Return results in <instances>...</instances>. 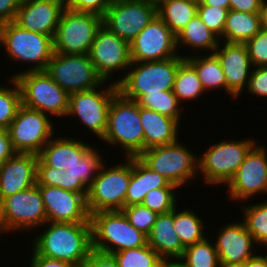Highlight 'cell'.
Returning <instances> with one entry per match:
<instances>
[{"instance_id": "obj_1", "label": "cell", "mask_w": 267, "mask_h": 267, "mask_svg": "<svg viewBox=\"0 0 267 267\" xmlns=\"http://www.w3.org/2000/svg\"><path fill=\"white\" fill-rule=\"evenodd\" d=\"M44 226L47 229L32 242L36 254L74 266L84 264L92 250L91 223L46 222Z\"/></svg>"}, {"instance_id": "obj_2", "label": "cell", "mask_w": 267, "mask_h": 267, "mask_svg": "<svg viewBox=\"0 0 267 267\" xmlns=\"http://www.w3.org/2000/svg\"><path fill=\"white\" fill-rule=\"evenodd\" d=\"M186 56H176L159 61L131 62L128 72L113 81L127 99L138 101L145 94L173 90L175 75Z\"/></svg>"}, {"instance_id": "obj_3", "label": "cell", "mask_w": 267, "mask_h": 267, "mask_svg": "<svg viewBox=\"0 0 267 267\" xmlns=\"http://www.w3.org/2000/svg\"><path fill=\"white\" fill-rule=\"evenodd\" d=\"M103 142L123 148L126 157H138L144 151V131L139 104L118 92L112 99Z\"/></svg>"}, {"instance_id": "obj_4", "label": "cell", "mask_w": 267, "mask_h": 267, "mask_svg": "<svg viewBox=\"0 0 267 267\" xmlns=\"http://www.w3.org/2000/svg\"><path fill=\"white\" fill-rule=\"evenodd\" d=\"M90 222L93 250L113 254L147 245V236L130 224L122 210L92 213Z\"/></svg>"}, {"instance_id": "obj_5", "label": "cell", "mask_w": 267, "mask_h": 267, "mask_svg": "<svg viewBox=\"0 0 267 267\" xmlns=\"http://www.w3.org/2000/svg\"><path fill=\"white\" fill-rule=\"evenodd\" d=\"M12 78L18 82L23 106L51 116L66 117L69 94L46 71H23Z\"/></svg>"}, {"instance_id": "obj_6", "label": "cell", "mask_w": 267, "mask_h": 267, "mask_svg": "<svg viewBox=\"0 0 267 267\" xmlns=\"http://www.w3.org/2000/svg\"><path fill=\"white\" fill-rule=\"evenodd\" d=\"M0 44L11 60L34 63L25 71H45L54 53L51 36L26 30L14 21L0 26Z\"/></svg>"}, {"instance_id": "obj_7", "label": "cell", "mask_w": 267, "mask_h": 267, "mask_svg": "<svg viewBox=\"0 0 267 267\" xmlns=\"http://www.w3.org/2000/svg\"><path fill=\"white\" fill-rule=\"evenodd\" d=\"M186 145L175 143L145 149L138 158L152 171L180 188L198 173V157Z\"/></svg>"}, {"instance_id": "obj_8", "label": "cell", "mask_w": 267, "mask_h": 267, "mask_svg": "<svg viewBox=\"0 0 267 267\" xmlns=\"http://www.w3.org/2000/svg\"><path fill=\"white\" fill-rule=\"evenodd\" d=\"M104 162L88 188L86 205L89 214L99 211L122 210L131 179V157L125 163L107 169Z\"/></svg>"}, {"instance_id": "obj_9", "label": "cell", "mask_w": 267, "mask_h": 267, "mask_svg": "<svg viewBox=\"0 0 267 267\" xmlns=\"http://www.w3.org/2000/svg\"><path fill=\"white\" fill-rule=\"evenodd\" d=\"M255 143V139L248 138L242 141L224 139L212 144L198 158V174L200 172L203 175L207 184L226 186Z\"/></svg>"}, {"instance_id": "obj_10", "label": "cell", "mask_w": 267, "mask_h": 267, "mask_svg": "<svg viewBox=\"0 0 267 267\" xmlns=\"http://www.w3.org/2000/svg\"><path fill=\"white\" fill-rule=\"evenodd\" d=\"M103 25V17L64 8L53 38L54 52L89 54L94 38Z\"/></svg>"}, {"instance_id": "obj_11", "label": "cell", "mask_w": 267, "mask_h": 267, "mask_svg": "<svg viewBox=\"0 0 267 267\" xmlns=\"http://www.w3.org/2000/svg\"><path fill=\"white\" fill-rule=\"evenodd\" d=\"M47 222L46 211L37 185L19 191L0 202V234L31 230Z\"/></svg>"}, {"instance_id": "obj_12", "label": "cell", "mask_w": 267, "mask_h": 267, "mask_svg": "<svg viewBox=\"0 0 267 267\" xmlns=\"http://www.w3.org/2000/svg\"><path fill=\"white\" fill-rule=\"evenodd\" d=\"M45 71L68 94L106 84L96 72L89 54L54 52Z\"/></svg>"}, {"instance_id": "obj_13", "label": "cell", "mask_w": 267, "mask_h": 267, "mask_svg": "<svg viewBox=\"0 0 267 267\" xmlns=\"http://www.w3.org/2000/svg\"><path fill=\"white\" fill-rule=\"evenodd\" d=\"M69 94L67 116H76L97 138H103L108 124V112L113 97L119 92L118 85L108 84ZM100 87V89H99Z\"/></svg>"}, {"instance_id": "obj_14", "label": "cell", "mask_w": 267, "mask_h": 267, "mask_svg": "<svg viewBox=\"0 0 267 267\" xmlns=\"http://www.w3.org/2000/svg\"><path fill=\"white\" fill-rule=\"evenodd\" d=\"M50 115L21 105L8 131L16 152L39 154L54 136Z\"/></svg>"}, {"instance_id": "obj_15", "label": "cell", "mask_w": 267, "mask_h": 267, "mask_svg": "<svg viewBox=\"0 0 267 267\" xmlns=\"http://www.w3.org/2000/svg\"><path fill=\"white\" fill-rule=\"evenodd\" d=\"M157 15V5L144 0H114L103 16V25L130 43Z\"/></svg>"}, {"instance_id": "obj_16", "label": "cell", "mask_w": 267, "mask_h": 267, "mask_svg": "<svg viewBox=\"0 0 267 267\" xmlns=\"http://www.w3.org/2000/svg\"><path fill=\"white\" fill-rule=\"evenodd\" d=\"M131 62L159 61L178 56L176 36L156 15L129 43Z\"/></svg>"}, {"instance_id": "obj_17", "label": "cell", "mask_w": 267, "mask_h": 267, "mask_svg": "<svg viewBox=\"0 0 267 267\" xmlns=\"http://www.w3.org/2000/svg\"><path fill=\"white\" fill-rule=\"evenodd\" d=\"M257 144L249 151L237 172L227 183L232 200L250 199L267 193V150Z\"/></svg>"}, {"instance_id": "obj_18", "label": "cell", "mask_w": 267, "mask_h": 267, "mask_svg": "<svg viewBox=\"0 0 267 267\" xmlns=\"http://www.w3.org/2000/svg\"><path fill=\"white\" fill-rule=\"evenodd\" d=\"M89 57L98 75L106 82L113 73L127 71L131 65L129 43L104 25L94 38Z\"/></svg>"}, {"instance_id": "obj_19", "label": "cell", "mask_w": 267, "mask_h": 267, "mask_svg": "<svg viewBox=\"0 0 267 267\" xmlns=\"http://www.w3.org/2000/svg\"><path fill=\"white\" fill-rule=\"evenodd\" d=\"M44 202L47 222L91 223L86 205L87 193L55 186H38Z\"/></svg>"}, {"instance_id": "obj_20", "label": "cell", "mask_w": 267, "mask_h": 267, "mask_svg": "<svg viewBox=\"0 0 267 267\" xmlns=\"http://www.w3.org/2000/svg\"><path fill=\"white\" fill-rule=\"evenodd\" d=\"M220 43L223 42H219L214 54L221 63L226 78L227 93L231 98H238L248 85L252 62L245 44L224 42L225 44L221 46Z\"/></svg>"}, {"instance_id": "obj_21", "label": "cell", "mask_w": 267, "mask_h": 267, "mask_svg": "<svg viewBox=\"0 0 267 267\" xmlns=\"http://www.w3.org/2000/svg\"><path fill=\"white\" fill-rule=\"evenodd\" d=\"M64 8L56 0H22L14 22L26 30L54 38Z\"/></svg>"}, {"instance_id": "obj_22", "label": "cell", "mask_w": 267, "mask_h": 267, "mask_svg": "<svg viewBox=\"0 0 267 267\" xmlns=\"http://www.w3.org/2000/svg\"><path fill=\"white\" fill-rule=\"evenodd\" d=\"M38 158L34 153L16 152L0 166V202L37 184Z\"/></svg>"}, {"instance_id": "obj_23", "label": "cell", "mask_w": 267, "mask_h": 267, "mask_svg": "<svg viewBox=\"0 0 267 267\" xmlns=\"http://www.w3.org/2000/svg\"><path fill=\"white\" fill-rule=\"evenodd\" d=\"M217 233L214 246L220 263L246 262L256 255L253 252V244L256 243L244 221L228 223Z\"/></svg>"}, {"instance_id": "obj_24", "label": "cell", "mask_w": 267, "mask_h": 267, "mask_svg": "<svg viewBox=\"0 0 267 267\" xmlns=\"http://www.w3.org/2000/svg\"><path fill=\"white\" fill-rule=\"evenodd\" d=\"M74 139L66 136L55 139L53 136L38 154L39 158L56 170L70 169L93 147L82 140Z\"/></svg>"}, {"instance_id": "obj_25", "label": "cell", "mask_w": 267, "mask_h": 267, "mask_svg": "<svg viewBox=\"0 0 267 267\" xmlns=\"http://www.w3.org/2000/svg\"><path fill=\"white\" fill-rule=\"evenodd\" d=\"M139 116L144 131V150L172 144L178 140L180 126L175 119L140 105Z\"/></svg>"}, {"instance_id": "obj_26", "label": "cell", "mask_w": 267, "mask_h": 267, "mask_svg": "<svg viewBox=\"0 0 267 267\" xmlns=\"http://www.w3.org/2000/svg\"><path fill=\"white\" fill-rule=\"evenodd\" d=\"M147 244L161 258H180L185 250L173 225V211L158 214L152 229L147 236Z\"/></svg>"}, {"instance_id": "obj_27", "label": "cell", "mask_w": 267, "mask_h": 267, "mask_svg": "<svg viewBox=\"0 0 267 267\" xmlns=\"http://www.w3.org/2000/svg\"><path fill=\"white\" fill-rule=\"evenodd\" d=\"M104 162L98 149L96 151L95 147H92L80 161L64 171L62 189L77 193H88V188Z\"/></svg>"}, {"instance_id": "obj_28", "label": "cell", "mask_w": 267, "mask_h": 267, "mask_svg": "<svg viewBox=\"0 0 267 267\" xmlns=\"http://www.w3.org/2000/svg\"><path fill=\"white\" fill-rule=\"evenodd\" d=\"M261 29L259 13H245L229 9L222 41L245 44Z\"/></svg>"}, {"instance_id": "obj_29", "label": "cell", "mask_w": 267, "mask_h": 267, "mask_svg": "<svg viewBox=\"0 0 267 267\" xmlns=\"http://www.w3.org/2000/svg\"><path fill=\"white\" fill-rule=\"evenodd\" d=\"M198 0H163L157 5V15L176 36L197 15Z\"/></svg>"}, {"instance_id": "obj_30", "label": "cell", "mask_w": 267, "mask_h": 267, "mask_svg": "<svg viewBox=\"0 0 267 267\" xmlns=\"http://www.w3.org/2000/svg\"><path fill=\"white\" fill-rule=\"evenodd\" d=\"M220 39L203 23L196 15L186 26L176 35V47L187 45L193 49H204L211 51V54L217 49ZM213 51V52H212Z\"/></svg>"}, {"instance_id": "obj_31", "label": "cell", "mask_w": 267, "mask_h": 267, "mask_svg": "<svg viewBox=\"0 0 267 267\" xmlns=\"http://www.w3.org/2000/svg\"><path fill=\"white\" fill-rule=\"evenodd\" d=\"M200 56L185 57L196 69L201 85L206 90L223 88L227 93L226 78L221 63L214 53Z\"/></svg>"}, {"instance_id": "obj_32", "label": "cell", "mask_w": 267, "mask_h": 267, "mask_svg": "<svg viewBox=\"0 0 267 267\" xmlns=\"http://www.w3.org/2000/svg\"><path fill=\"white\" fill-rule=\"evenodd\" d=\"M172 91L179 102L195 100L205 93L195 67L186 58L178 66Z\"/></svg>"}, {"instance_id": "obj_33", "label": "cell", "mask_w": 267, "mask_h": 267, "mask_svg": "<svg viewBox=\"0 0 267 267\" xmlns=\"http://www.w3.org/2000/svg\"><path fill=\"white\" fill-rule=\"evenodd\" d=\"M173 225L176 234L184 247L193 245L204 240V225L202 219L197 216L193 210L178 211L173 210Z\"/></svg>"}, {"instance_id": "obj_34", "label": "cell", "mask_w": 267, "mask_h": 267, "mask_svg": "<svg viewBox=\"0 0 267 267\" xmlns=\"http://www.w3.org/2000/svg\"><path fill=\"white\" fill-rule=\"evenodd\" d=\"M205 238L185 247L180 259L186 267H220V260L215 246Z\"/></svg>"}, {"instance_id": "obj_35", "label": "cell", "mask_w": 267, "mask_h": 267, "mask_svg": "<svg viewBox=\"0 0 267 267\" xmlns=\"http://www.w3.org/2000/svg\"><path fill=\"white\" fill-rule=\"evenodd\" d=\"M255 204L243 206V221L256 245L267 246V201Z\"/></svg>"}, {"instance_id": "obj_36", "label": "cell", "mask_w": 267, "mask_h": 267, "mask_svg": "<svg viewBox=\"0 0 267 267\" xmlns=\"http://www.w3.org/2000/svg\"><path fill=\"white\" fill-rule=\"evenodd\" d=\"M138 104L144 108L154 110L159 114L171 117L178 123L180 122L181 110L179 100L172 90L161 91V93L145 94L138 101Z\"/></svg>"}, {"instance_id": "obj_37", "label": "cell", "mask_w": 267, "mask_h": 267, "mask_svg": "<svg viewBox=\"0 0 267 267\" xmlns=\"http://www.w3.org/2000/svg\"><path fill=\"white\" fill-rule=\"evenodd\" d=\"M118 267H158L162 259L148 244L112 254Z\"/></svg>"}, {"instance_id": "obj_38", "label": "cell", "mask_w": 267, "mask_h": 267, "mask_svg": "<svg viewBox=\"0 0 267 267\" xmlns=\"http://www.w3.org/2000/svg\"><path fill=\"white\" fill-rule=\"evenodd\" d=\"M12 87L0 85V128L8 129L22 105L21 91L15 78L10 77Z\"/></svg>"}, {"instance_id": "obj_39", "label": "cell", "mask_w": 267, "mask_h": 267, "mask_svg": "<svg viewBox=\"0 0 267 267\" xmlns=\"http://www.w3.org/2000/svg\"><path fill=\"white\" fill-rule=\"evenodd\" d=\"M178 187H162L150 190L142 202V205L148 207L157 214H165L173 211L176 206Z\"/></svg>"}, {"instance_id": "obj_40", "label": "cell", "mask_w": 267, "mask_h": 267, "mask_svg": "<svg viewBox=\"0 0 267 267\" xmlns=\"http://www.w3.org/2000/svg\"><path fill=\"white\" fill-rule=\"evenodd\" d=\"M146 194L143 186V162L138 157H131V179L125 206L142 204Z\"/></svg>"}, {"instance_id": "obj_41", "label": "cell", "mask_w": 267, "mask_h": 267, "mask_svg": "<svg viewBox=\"0 0 267 267\" xmlns=\"http://www.w3.org/2000/svg\"><path fill=\"white\" fill-rule=\"evenodd\" d=\"M122 211L130 224L146 236L149 235L158 216L156 212L142 204L125 206Z\"/></svg>"}, {"instance_id": "obj_42", "label": "cell", "mask_w": 267, "mask_h": 267, "mask_svg": "<svg viewBox=\"0 0 267 267\" xmlns=\"http://www.w3.org/2000/svg\"><path fill=\"white\" fill-rule=\"evenodd\" d=\"M228 11L217 6L198 5L197 15L221 41Z\"/></svg>"}, {"instance_id": "obj_43", "label": "cell", "mask_w": 267, "mask_h": 267, "mask_svg": "<svg viewBox=\"0 0 267 267\" xmlns=\"http://www.w3.org/2000/svg\"><path fill=\"white\" fill-rule=\"evenodd\" d=\"M247 51L253 67L267 66V30L261 29L246 43Z\"/></svg>"}, {"instance_id": "obj_44", "label": "cell", "mask_w": 267, "mask_h": 267, "mask_svg": "<svg viewBox=\"0 0 267 267\" xmlns=\"http://www.w3.org/2000/svg\"><path fill=\"white\" fill-rule=\"evenodd\" d=\"M64 171L47 166L40 158L37 165V186H55L62 188Z\"/></svg>"}, {"instance_id": "obj_45", "label": "cell", "mask_w": 267, "mask_h": 267, "mask_svg": "<svg viewBox=\"0 0 267 267\" xmlns=\"http://www.w3.org/2000/svg\"><path fill=\"white\" fill-rule=\"evenodd\" d=\"M114 0H71L65 7L78 12H89L104 16Z\"/></svg>"}, {"instance_id": "obj_46", "label": "cell", "mask_w": 267, "mask_h": 267, "mask_svg": "<svg viewBox=\"0 0 267 267\" xmlns=\"http://www.w3.org/2000/svg\"><path fill=\"white\" fill-rule=\"evenodd\" d=\"M246 88L247 92L254 96L267 98V66L252 69Z\"/></svg>"}, {"instance_id": "obj_47", "label": "cell", "mask_w": 267, "mask_h": 267, "mask_svg": "<svg viewBox=\"0 0 267 267\" xmlns=\"http://www.w3.org/2000/svg\"><path fill=\"white\" fill-rule=\"evenodd\" d=\"M143 186L144 193H148L152 189L162 187H177L171 184L167 179L159 175L157 172L152 171L143 163Z\"/></svg>"}, {"instance_id": "obj_48", "label": "cell", "mask_w": 267, "mask_h": 267, "mask_svg": "<svg viewBox=\"0 0 267 267\" xmlns=\"http://www.w3.org/2000/svg\"><path fill=\"white\" fill-rule=\"evenodd\" d=\"M84 265L86 267H118L117 261L112 254L102 253L93 249L90 251Z\"/></svg>"}, {"instance_id": "obj_49", "label": "cell", "mask_w": 267, "mask_h": 267, "mask_svg": "<svg viewBox=\"0 0 267 267\" xmlns=\"http://www.w3.org/2000/svg\"><path fill=\"white\" fill-rule=\"evenodd\" d=\"M22 0H0V26L15 20Z\"/></svg>"}, {"instance_id": "obj_50", "label": "cell", "mask_w": 267, "mask_h": 267, "mask_svg": "<svg viewBox=\"0 0 267 267\" xmlns=\"http://www.w3.org/2000/svg\"><path fill=\"white\" fill-rule=\"evenodd\" d=\"M15 153L16 151L12 146L8 129L0 128V166Z\"/></svg>"}, {"instance_id": "obj_51", "label": "cell", "mask_w": 267, "mask_h": 267, "mask_svg": "<svg viewBox=\"0 0 267 267\" xmlns=\"http://www.w3.org/2000/svg\"><path fill=\"white\" fill-rule=\"evenodd\" d=\"M30 267H73L74 265L54 258L44 257L32 251Z\"/></svg>"}, {"instance_id": "obj_52", "label": "cell", "mask_w": 267, "mask_h": 267, "mask_svg": "<svg viewBox=\"0 0 267 267\" xmlns=\"http://www.w3.org/2000/svg\"><path fill=\"white\" fill-rule=\"evenodd\" d=\"M263 0H230V9L245 13H259Z\"/></svg>"}, {"instance_id": "obj_53", "label": "cell", "mask_w": 267, "mask_h": 267, "mask_svg": "<svg viewBox=\"0 0 267 267\" xmlns=\"http://www.w3.org/2000/svg\"><path fill=\"white\" fill-rule=\"evenodd\" d=\"M246 267H267V259L264 255H255L246 261Z\"/></svg>"}, {"instance_id": "obj_54", "label": "cell", "mask_w": 267, "mask_h": 267, "mask_svg": "<svg viewBox=\"0 0 267 267\" xmlns=\"http://www.w3.org/2000/svg\"><path fill=\"white\" fill-rule=\"evenodd\" d=\"M198 5L217 6L230 9V0H198Z\"/></svg>"}, {"instance_id": "obj_55", "label": "cell", "mask_w": 267, "mask_h": 267, "mask_svg": "<svg viewBox=\"0 0 267 267\" xmlns=\"http://www.w3.org/2000/svg\"><path fill=\"white\" fill-rule=\"evenodd\" d=\"M175 260L170 261L169 258H162L159 262L158 267H186V265L180 258H175Z\"/></svg>"}, {"instance_id": "obj_56", "label": "cell", "mask_w": 267, "mask_h": 267, "mask_svg": "<svg viewBox=\"0 0 267 267\" xmlns=\"http://www.w3.org/2000/svg\"><path fill=\"white\" fill-rule=\"evenodd\" d=\"M261 28L267 30V1L263 0L260 8Z\"/></svg>"}, {"instance_id": "obj_57", "label": "cell", "mask_w": 267, "mask_h": 267, "mask_svg": "<svg viewBox=\"0 0 267 267\" xmlns=\"http://www.w3.org/2000/svg\"><path fill=\"white\" fill-rule=\"evenodd\" d=\"M220 267H246V262L220 263Z\"/></svg>"}, {"instance_id": "obj_58", "label": "cell", "mask_w": 267, "mask_h": 267, "mask_svg": "<svg viewBox=\"0 0 267 267\" xmlns=\"http://www.w3.org/2000/svg\"><path fill=\"white\" fill-rule=\"evenodd\" d=\"M144 1L153 3V4H155V5H158V4H159L161 1H163V0H144Z\"/></svg>"}, {"instance_id": "obj_59", "label": "cell", "mask_w": 267, "mask_h": 267, "mask_svg": "<svg viewBox=\"0 0 267 267\" xmlns=\"http://www.w3.org/2000/svg\"><path fill=\"white\" fill-rule=\"evenodd\" d=\"M61 2L64 6H66L71 0H56Z\"/></svg>"}, {"instance_id": "obj_60", "label": "cell", "mask_w": 267, "mask_h": 267, "mask_svg": "<svg viewBox=\"0 0 267 267\" xmlns=\"http://www.w3.org/2000/svg\"><path fill=\"white\" fill-rule=\"evenodd\" d=\"M73 267H86L84 264L82 265H76V266H73Z\"/></svg>"}]
</instances>
